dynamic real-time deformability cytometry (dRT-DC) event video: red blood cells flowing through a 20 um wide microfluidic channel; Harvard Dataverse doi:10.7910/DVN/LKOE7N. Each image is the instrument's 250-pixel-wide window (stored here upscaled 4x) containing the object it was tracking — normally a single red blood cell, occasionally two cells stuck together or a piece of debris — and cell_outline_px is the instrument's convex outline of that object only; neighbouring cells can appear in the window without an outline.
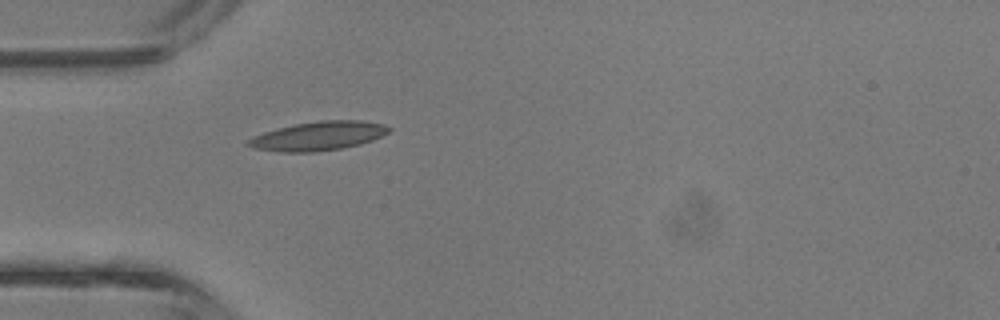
{"species": "common noctule bat (a hibernating species)", "species_latin": "Nyctalus noctula", "temperature_condition": "room temperature", "stored_images_in_passage": 3, "camera_frame_rate_fps": 3000, "um_per_image_px": 0.085, "animal": {"sex": "male", "body_mass_g": 13.3}, "frame": {"image": 1, "passage_image": 3, "time_ms": 0.667, "image_size_px": [1000, 320], "cell_outline_px": [[392, 128], [388, 132], [372, 140], [360, 144], [340, 148], [316, 152], [280, 152], [252, 148], [244, 144], [252, 136], [264, 132], [296, 124], [320, 120], [364, 120], [384, 124]], "centroid_in_image_um": [27.04, 11.56], "position_along_channel_um": 58.0, "area_um2": 23.7}}